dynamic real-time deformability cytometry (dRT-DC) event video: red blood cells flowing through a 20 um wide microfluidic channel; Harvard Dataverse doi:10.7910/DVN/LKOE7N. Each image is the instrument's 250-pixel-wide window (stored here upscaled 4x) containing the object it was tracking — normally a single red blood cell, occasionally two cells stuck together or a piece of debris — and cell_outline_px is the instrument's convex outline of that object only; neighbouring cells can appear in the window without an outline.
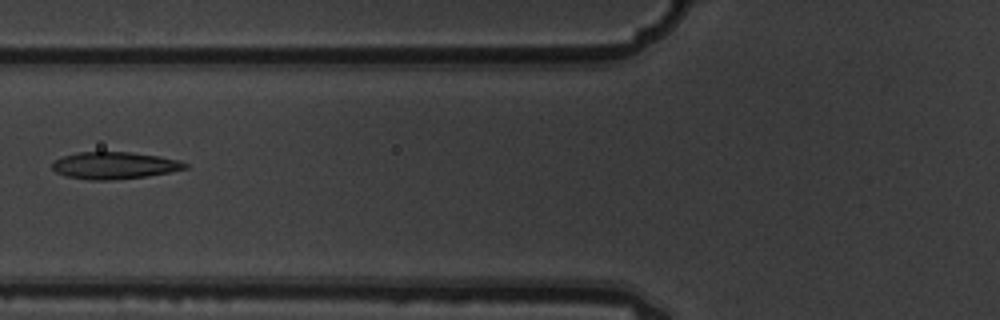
{"species": "common noctule bat (a hibernating species)", "species_latin": "Nyctalus noctula", "temperature_condition": "warm", "stored_images_in_passage": 5, "camera_frame_rate_fps": 3000, "um_per_image_px": 0.085, "animal": {"sex": "male", "body_mass_g": 19.5, "forearm_length_mm": 54.6}, "frame": {"image": 1, "passage_image": 5, "time_ms": 1.333, "image_size_px": [1000, 320], "cell_outline_px": [[188, 168], [148, 176], [112, 180], [88, 180], [64, 176], [56, 172], [52, 168], [52, 164], [56, 160], [64, 156], [76, 152], [128, 152], [156, 156], [180, 160], [188, 164]], "centroid_in_image_um": [9.71, 14.07], "position_along_channel_um": 116.1, "area_um2": 20.87}}